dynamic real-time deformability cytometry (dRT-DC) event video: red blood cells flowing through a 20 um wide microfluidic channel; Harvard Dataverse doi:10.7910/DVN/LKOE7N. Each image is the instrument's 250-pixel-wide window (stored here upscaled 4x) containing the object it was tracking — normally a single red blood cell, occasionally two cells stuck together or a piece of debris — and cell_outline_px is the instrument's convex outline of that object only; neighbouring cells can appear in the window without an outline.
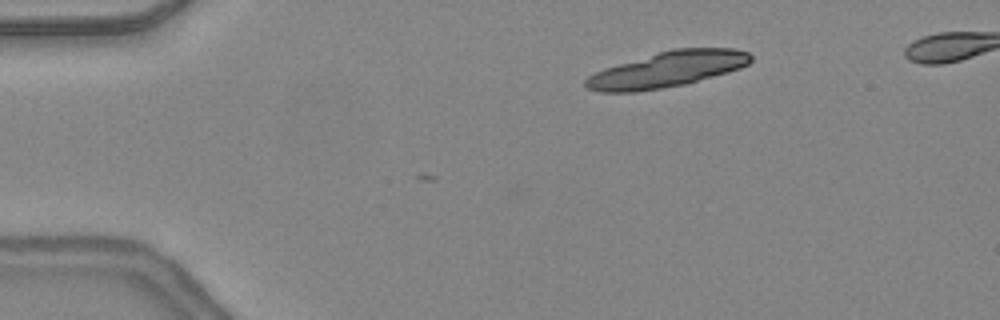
{"species": "common noctule bat (a hibernating species)", "species_latin": "Nyctalus noctula", "temperature_condition": "warm", "stored_images_in_passage": 2, "camera_frame_rate_fps": 3000, "um_per_image_px": 0.085, "animal": {"sex": "female", "body_mass_g": 24.6, "forearm_length_mm": 56.2}, "frame": {"image": 1, "passage_image": 2, "time_ms": 0.333, "image_size_px": [1000, 320], "cell_outline_px": [[752, 60], [748, 64], [740, 68], [728, 72], [684, 84], [636, 92], [600, 92], [588, 88], [584, 84], [584, 80], [588, 76], [604, 68], [672, 48], [732, 48], [748, 52], [752, 56]], "centroid_in_image_um": [56.72, 5.89], "position_along_channel_um": 28.3, "area_um2": 33.99}}